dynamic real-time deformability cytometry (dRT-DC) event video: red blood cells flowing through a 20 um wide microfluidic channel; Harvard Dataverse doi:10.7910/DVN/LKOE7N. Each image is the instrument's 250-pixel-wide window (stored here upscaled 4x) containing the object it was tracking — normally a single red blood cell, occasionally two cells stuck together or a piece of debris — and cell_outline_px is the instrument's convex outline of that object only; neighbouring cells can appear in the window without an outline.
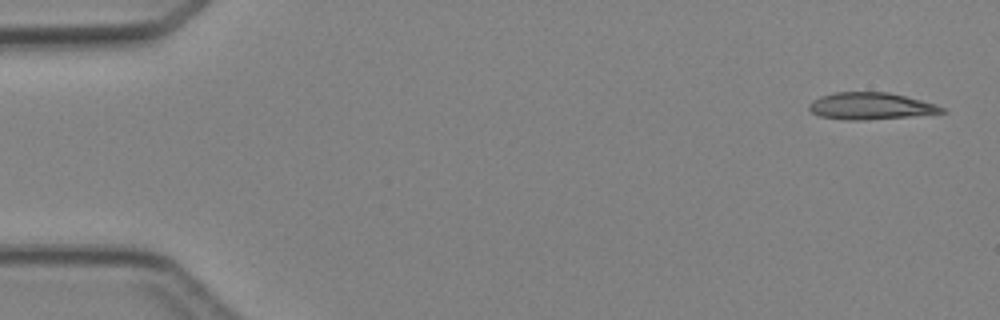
{"species": "Egyptian fruit bat (a non-hibernating species)", "species_latin": "Rousettus aegyptiacus", "temperature_condition": "cold", "stored_images_in_passage": 5, "camera_frame_rate_fps": 3000, "um_per_image_px": 0.085, "animal": {"sex": "female"}, "frame": {"image": 1, "passage_image": 1, "time_ms": 0.0, "image_size_px": [1000, 320], "cell_outline_px": [[948, 112], [908, 116], [864, 120], [848, 120], [820, 116], [812, 112], [808, 108], [808, 104], [820, 96], [836, 92], [888, 92], [936, 104], [944, 108]], "centroid_in_image_um": [73.99, 9.01], "position_along_channel_um": 11.0, "area_um2": 20.58}}
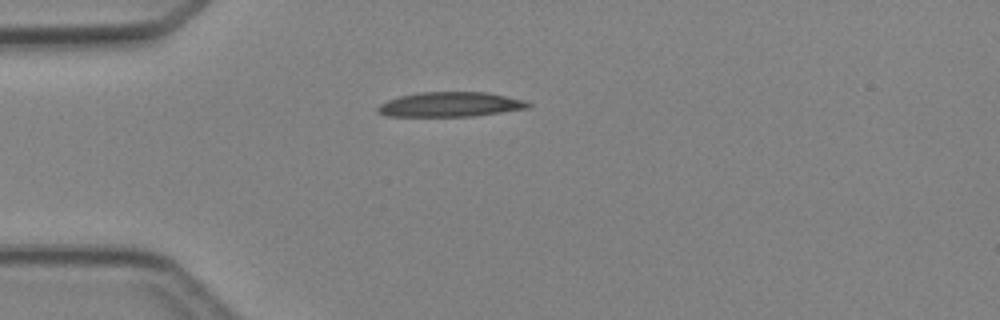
{"frame": {"image": 2, "passage_image": 4, "time_ms": 3.667, "image_size_px": [1000, 320], "cell_outline_px": [[532, 104], [528, 108], [472, 116], [384, 116], [376, 112], [376, 108], [380, 104], [388, 100], [400, 96], [420, 92], [488, 92], [524, 100]], "centroid_in_image_um": [38.24, 8.88], "position_along_channel_um": 46.8, "area_um2": 21.62}}